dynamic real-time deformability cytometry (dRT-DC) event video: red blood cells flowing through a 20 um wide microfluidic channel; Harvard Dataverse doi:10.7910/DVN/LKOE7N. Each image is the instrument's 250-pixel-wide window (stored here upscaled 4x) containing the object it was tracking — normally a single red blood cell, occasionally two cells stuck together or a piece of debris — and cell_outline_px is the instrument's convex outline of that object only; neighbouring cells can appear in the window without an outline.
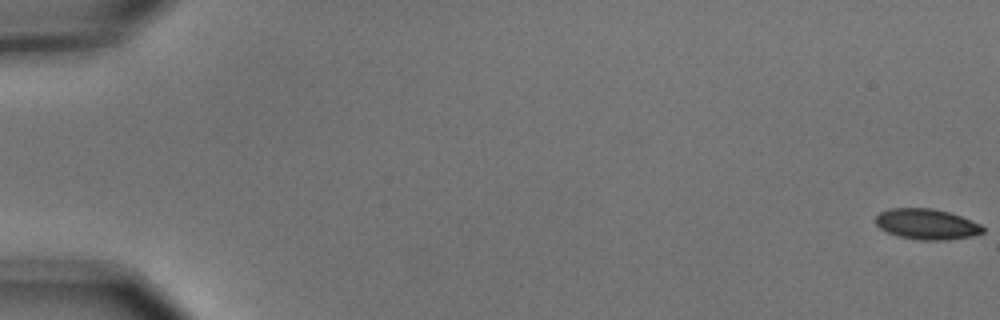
{"species": "common noctule bat (a hibernating species)", "species_latin": "Nyctalus noctula", "temperature_condition": "cold", "stored_images_in_passage": 5, "camera_frame_rate_fps": 3000, "um_per_image_px": 0.085, "animal": {"sex": "male", "body_mass_g": 15.6}, "frame": {"image": 1, "passage_image": 1, "time_ms": 0.0, "image_size_px": [1000, 320], "cell_outline_px": [[984, 232], [972, 236], [948, 240], [920, 240], [900, 236], [888, 232], [880, 228], [876, 224], [876, 216], [880, 212], [888, 208], [932, 208], [948, 212], [960, 216], [980, 224], [984, 228]], "centroid_in_image_um": [78.77, 19.05], "position_along_channel_um": 6.2, "area_um2": 19.02}}
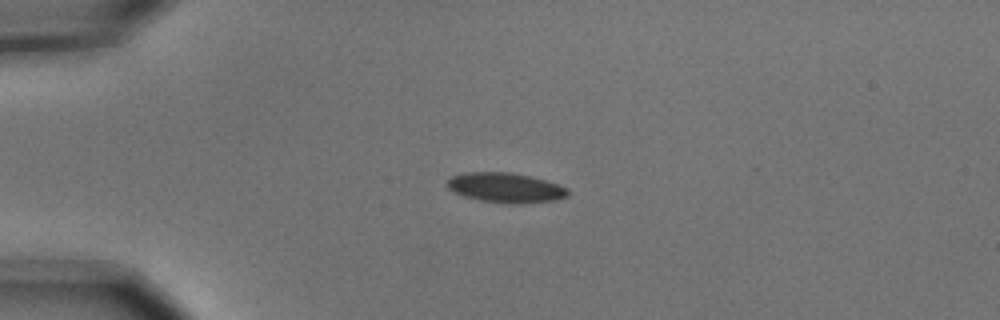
{"frame": {"image": 2, "passage_image": 5, "time_ms": 1.333, "image_size_px": [1000, 320], "cell_outline_px": [[568, 196], [552, 200], [512, 204], [480, 200], [464, 196], [448, 188], [448, 180], [452, 176], [464, 172], [508, 172], [528, 176], [544, 180], [568, 188]], "centroid_in_image_um": [42.95, 15.95], "position_along_channel_um": 42.0, "area_um2": 20.52}}